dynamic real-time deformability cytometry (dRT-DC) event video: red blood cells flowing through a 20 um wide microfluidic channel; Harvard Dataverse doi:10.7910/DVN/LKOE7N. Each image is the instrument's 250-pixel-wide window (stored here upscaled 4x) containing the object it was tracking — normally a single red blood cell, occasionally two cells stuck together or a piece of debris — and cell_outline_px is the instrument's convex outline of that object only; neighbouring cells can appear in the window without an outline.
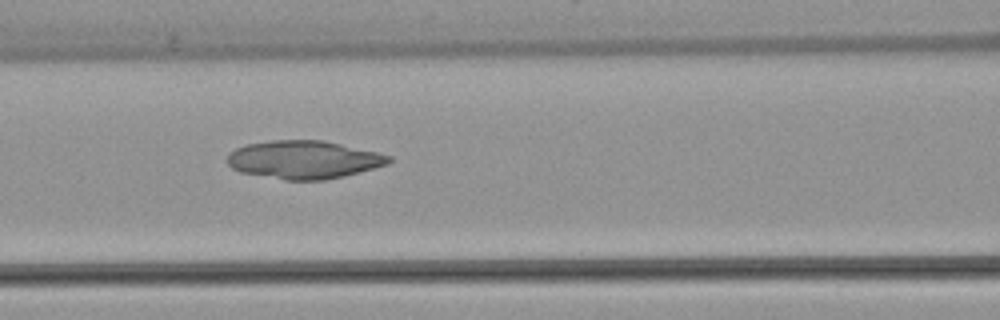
{"species": "common noctule bat (a hibernating species)", "species_latin": "Nyctalus noctula", "temperature_condition": "warm", "stored_images_in_passage": 52, "camera_frame_rate_fps": 3000, "um_per_image_px": 0.085, "animal": {"sex": "female", "body_mass_g": 22.7, "forearm_length_mm": 54.2}, "frame": {"image": 1, "passage_image": 22, "time_ms": 7.0, "image_size_px": [1000, 320], "cell_outline_px": [[392, 160], [388, 164], [344, 176], [324, 180], [284, 180], [240, 172], [232, 168], [224, 160], [228, 152], [236, 148], [248, 144], [272, 140], [320, 140], [340, 144], [376, 152], [392, 156]], "centroid_in_image_um": [25.77, 13.58], "position_along_channel_um": 140.8, "area_um2": 35.89}}
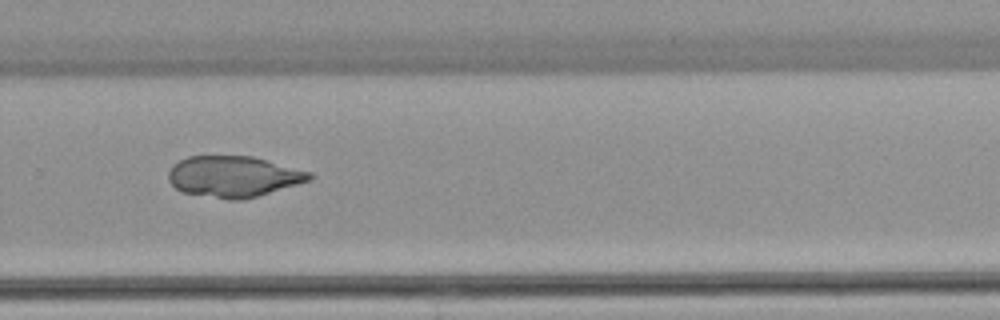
{"frame": {"image": 2, "passage_image": 35, "time_ms": 11.333, "image_size_px": [1000, 320], "cell_outline_px": [[312, 176], [308, 180], [296, 184], [256, 196], [240, 200], [228, 200], [184, 192], [176, 188], [168, 180], [168, 172], [172, 164], [188, 156], [252, 156], [312, 172]], "centroid_in_image_um": [19.8, 14.99], "position_along_channel_um": 310.0, "area_um2": 33.41}}
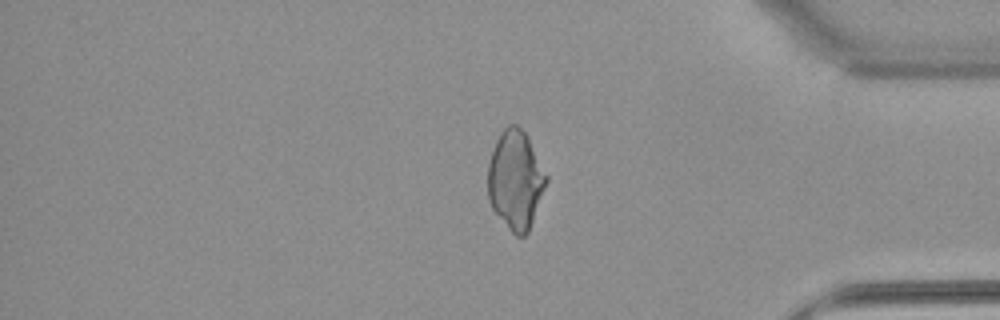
{"frame": {"image": 3, "passage_image": 43, "time_ms": 14.0, "image_size_px": [1000, 320], "cell_outline_px": [[548, 180], [528, 232], [524, 236], [516, 236], [508, 228], [492, 208], [488, 200], [488, 164], [496, 140], [500, 132], [508, 124], [516, 124], [528, 136], [548, 176]], "centroid_in_image_um": [43.82, 15.27], "position_along_channel_um": 391.4, "area_um2": 33.58}}